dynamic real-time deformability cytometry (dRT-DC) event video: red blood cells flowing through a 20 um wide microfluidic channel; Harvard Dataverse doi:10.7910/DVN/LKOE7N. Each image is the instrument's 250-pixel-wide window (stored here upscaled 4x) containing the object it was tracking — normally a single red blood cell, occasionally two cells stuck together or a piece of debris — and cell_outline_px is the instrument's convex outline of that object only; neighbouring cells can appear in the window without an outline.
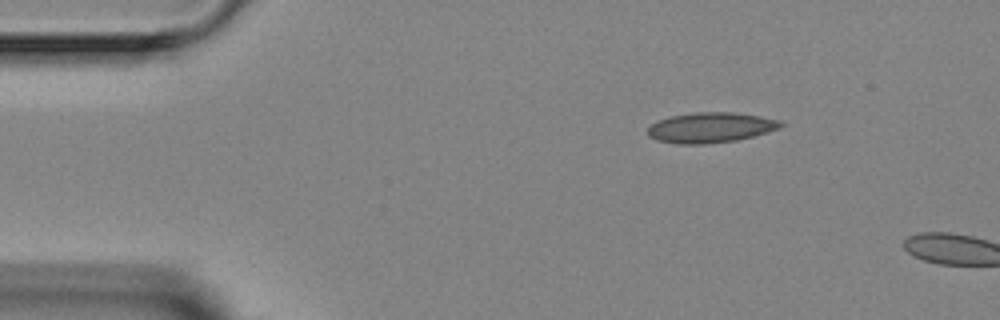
{"species": "Egyptian fruit bat (a non-hibernating species)", "species_latin": "Rousettus aegyptiacus", "temperature_condition": "room temperature", "stored_images_in_passage": 2, "camera_frame_rate_fps": 3000, "um_per_image_px": 0.085, "animal": {"sex": "female"}, "frame": {"image": 1, "passage_image": 1, "time_ms": 0.0, "image_size_px": [1000, 320], "cell_outline_px": [[784, 124], [780, 128], [768, 132], [736, 140], [704, 144], [680, 144], [656, 140], [648, 136], [648, 128], [652, 124], [660, 120], [672, 116], [696, 112], [732, 112], [760, 116], [780, 120]], "centroid_in_image_um": [60.42, 10.84], "position_along_channel_um": 24.6, "area_um2": 23.29}}